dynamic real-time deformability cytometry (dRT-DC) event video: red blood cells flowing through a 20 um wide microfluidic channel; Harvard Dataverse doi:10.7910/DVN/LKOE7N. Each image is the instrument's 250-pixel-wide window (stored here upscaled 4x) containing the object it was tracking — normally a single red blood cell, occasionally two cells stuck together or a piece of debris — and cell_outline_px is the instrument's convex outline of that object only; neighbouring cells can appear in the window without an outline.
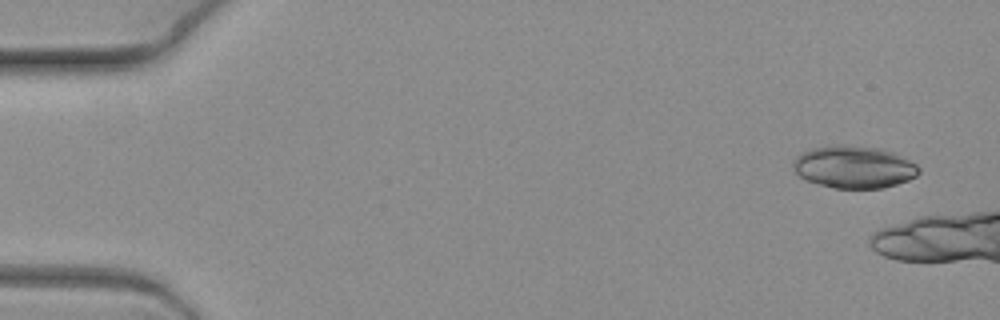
{"species": "common noctule bat (a hibernating species)", "species_latin": "Nyctalus noctula", "temperature_condition": "warm", "stored_images_in_passage": 4, "camera_frame_rate_fps": 3000, "um_per_image_px": 0.085, "animal": {"sex": "female", "body_mass_g": 19.3, "forearm_length_mm": 54.1}, "frame": {"image": 1, "passage_image": 1, "time_ms": 0.0, "image_size_px": [1000, 320], "cell_outline_px": [[920, 172], [916, 176], [908, 180], [884, 188], [832, 188], [808, 180], [800, 176], [796, 172], [796, 156], [800, 152], [812, 148], [880, 148], [892, 152], [916, 164], [920, 168]], "centroid_in_image_um": [72.64, 14.25], "position_along_channel_um": 12.4, "area_um2": 29.71}}